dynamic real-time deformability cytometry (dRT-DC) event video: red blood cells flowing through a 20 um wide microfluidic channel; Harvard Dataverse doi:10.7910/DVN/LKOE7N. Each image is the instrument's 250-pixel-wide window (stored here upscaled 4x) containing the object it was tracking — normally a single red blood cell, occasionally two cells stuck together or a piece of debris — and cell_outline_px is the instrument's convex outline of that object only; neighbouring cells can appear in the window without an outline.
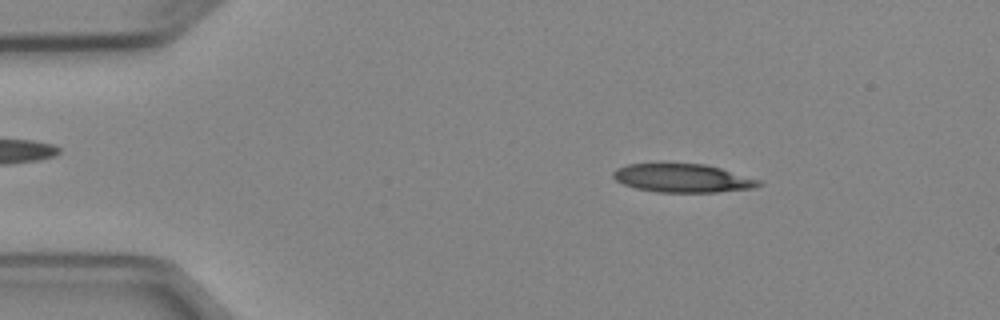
{"species": "Egyptian fruit bat (a non-hibernating species)", "species_latin": "Rousettus aegyptiacus", "temperature_condition": "cold", "stored_images_in_passage": 6, "camera_frame_rate_fps": 3000, "um_per_image_px": 0.085, "animal": {"sex": "female"}, "frame": {"image": 1, "passage_image": 2, "time_ms": 1.333, "image_size_px": [1000, 320], "cell_outline_px": [[760, 184], [756, 188], [716, 192], [656, 192], [636, 188], [624, 184], [616, 180], [612, 176], [612, 172], [616, 168], [628, 164], [660, 160], [704, 164], [720, 168], [760, 180]], "centroid_in_image_um": [57.94, 15.09], "position_along_channel_um": 27.1, "area_um2": 25.03}}
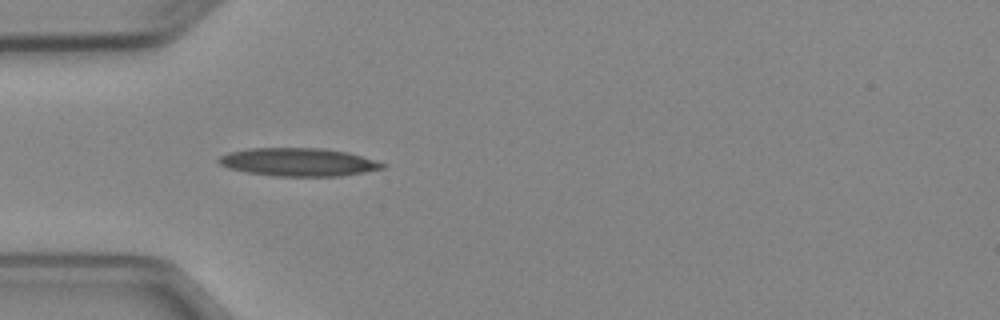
{"frame": {"image": 2, "passage_image": 4, "time_ms": 3.667, "image_size_px": [1000, 320], "cell_outline_px": [[388, 164], [384, 168], [364, 172], [340, 176], [272, 176], [248, 172], [228, 168], [220, 164], [216, 160], [220, 156], [228, 152], [248, 148], [324, 148], [348, 152]], "centroid_in_image_um": [25.36, 13.77], "position_along_channel_um": 59.6, "area_um2": 26.93}}
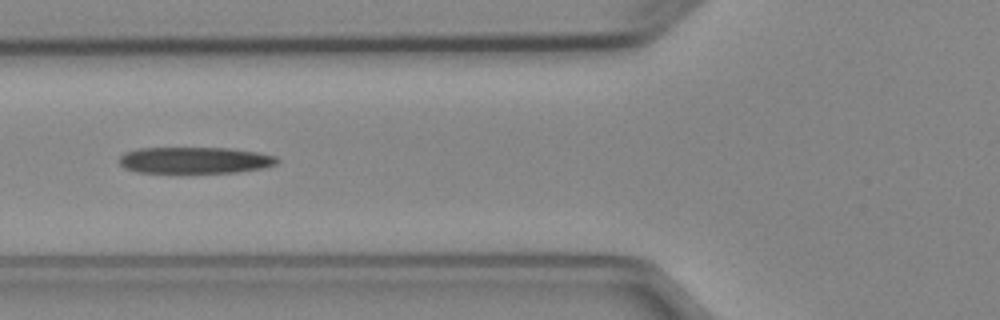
{"frame": {"image": 3, "passage_image": 5, "time_ms": 5.0, "image_size_px": [1000, 320], "cell_outline_px": [[280, 160], [276, 164], [264, 168], [236, 172], [136, 172], [124, 168], [120, 164], [120, 156], [124, 152], [136, 148], [228, 148], [260, 152], [276, 156]], "centroid_in_image_um": [16.57, 13.61], "position_along_channel_um": 109.2, "area_um2": 24.39}}